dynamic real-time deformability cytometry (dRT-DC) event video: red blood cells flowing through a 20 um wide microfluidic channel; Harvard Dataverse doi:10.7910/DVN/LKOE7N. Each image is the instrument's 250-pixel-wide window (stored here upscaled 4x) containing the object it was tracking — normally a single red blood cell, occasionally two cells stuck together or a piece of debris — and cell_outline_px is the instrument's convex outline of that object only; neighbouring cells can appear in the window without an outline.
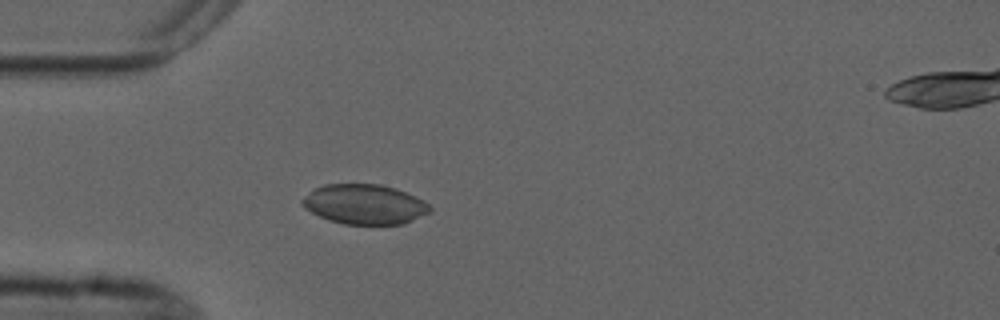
{"species": "common noctule bat (a hibernating species)", "species_latin": "Nyctalus noctula", "temperature_condition": "cold", "stored_images_in_passage": 2, "camera_frame_rate_fps": 3000, "um_per_image_px": 0.085, "animal": {"sex": "male", "forearm_length_mm": 52.5}, "frame": {"image": 1, "passage_image": 2, "time_ms": 1.333, "image_size_px": [1000, 320], "cell_outline_px": [[432, 212], [404, 224], [344, 224], [328, 220], [304, 208], [300, 204], [300, 200], [316, 188], [324, 184], [380, 184], [396, 188], [428, 204], [432, 208]], "centroid_in_image_um": [30.98, 17.37], "position_along_channel_um": 54.0, "area_um2": 29.54}}